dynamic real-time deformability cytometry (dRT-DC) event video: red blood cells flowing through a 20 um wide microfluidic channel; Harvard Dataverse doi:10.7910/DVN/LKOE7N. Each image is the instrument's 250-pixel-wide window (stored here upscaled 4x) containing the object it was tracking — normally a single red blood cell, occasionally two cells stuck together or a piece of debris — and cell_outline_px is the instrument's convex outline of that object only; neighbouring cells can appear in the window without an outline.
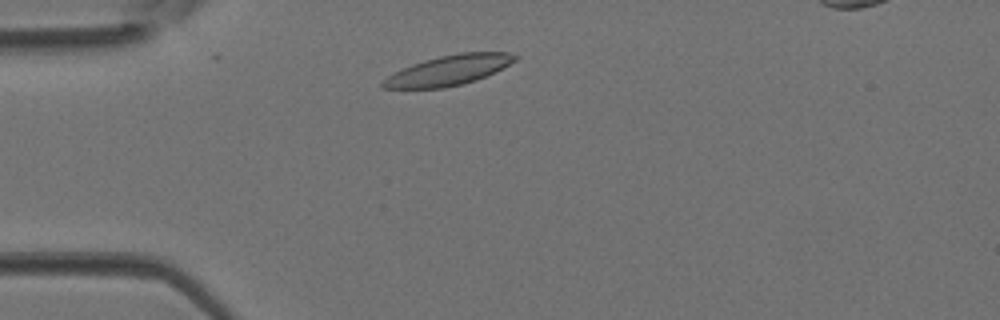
{"species": "Egyptian fruit bat (a non-hibernating species)", "species_latin": "Rousettus aegyptiacus", "temperature_condition": "room temperature", "stored_images_in_passage": 36, "camera_frame_rate_fps": 3000, "um_per_image_px": 0.085, "animal": {"sex": "female"}, "frame": {"image": 1, "passage_image": 4, "time_ms": 1.0, "image_size_px": [1000, 320], "cell_outline_px": [[520, 56], [516, 60], [476, 80], [444, 88], [380, 88], [380, 84], [388, 76], [412, 64], [424, 60], [440, 56], [460, 52], [508, 52]], "centroid_in_image_um": [38.12, 5.96], "position_along_channel_um": 46.9, "area_um2": 22.66}}
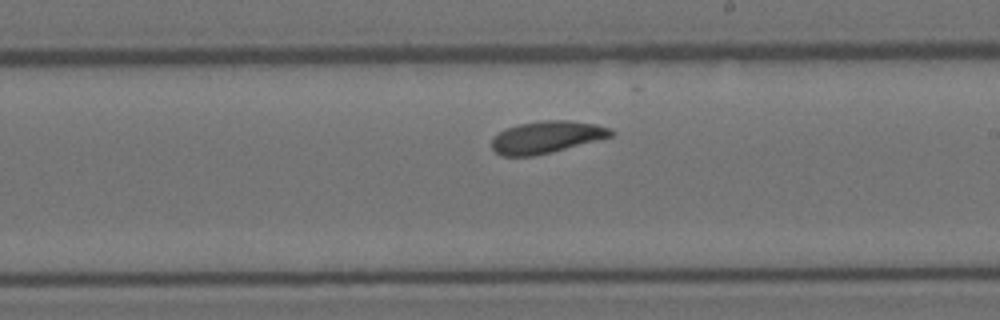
{"frame": {"image": 2, "passage_image": 18, "time_ms": 5.667, "image_size_px": [1000, 320], "cell_outline_px": [[616, 132], [612, 136], [552, 152], [532, 156], [500, 156], [492, 148], [492, 140], [500, 132], [508, 128], [520, 124], [544, 120], [568, 120], [596, 124], [608, 128]], "centroid_in_image_um": [46.47, 11.66], "position_along_channel_um": 242.5, "area_um2": 22.02}}
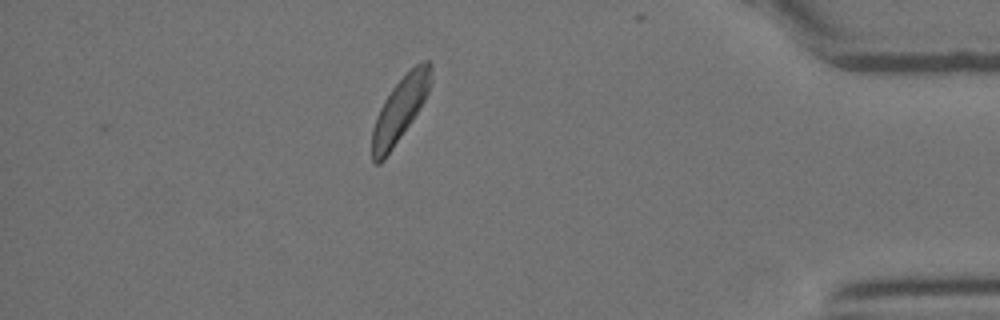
{"frame": {"image": 3, "passage_image": 31, "time_ms": 10.0, "image_size_px": [1000, 320], "cell_outline_px": [[432, 80], [428, 92], [420, 108], [412, 120], [384, 160], [380, 164], [376, 164], [372, 160], [372, 128], [376, 116], [384, 100], [392, 88], [416, 64], [424, 60], [428, 60], [432, 64]], "centroid_in_image_um": [34.0, 9.3], "position_along_channel_um": 401.2, "area_um2": 21.79}}